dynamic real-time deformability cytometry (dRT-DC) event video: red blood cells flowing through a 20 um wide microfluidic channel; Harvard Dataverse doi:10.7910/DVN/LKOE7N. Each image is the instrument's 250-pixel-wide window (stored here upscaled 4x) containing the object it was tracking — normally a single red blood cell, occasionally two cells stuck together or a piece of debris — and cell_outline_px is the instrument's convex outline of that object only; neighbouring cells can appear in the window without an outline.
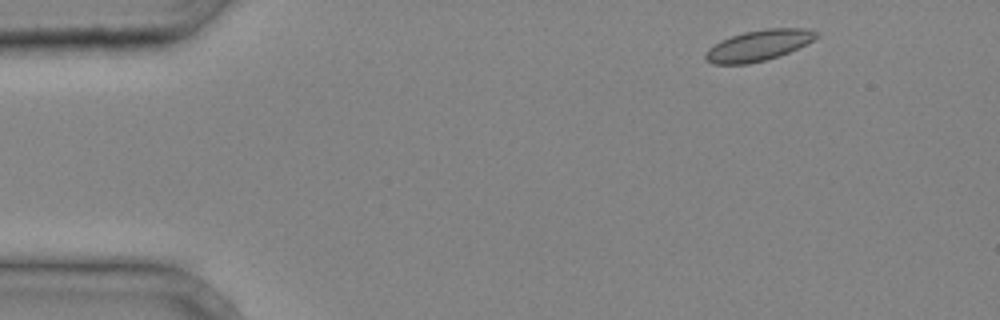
{"species": "common noctule bat (a hibernating species)", "species_latin": "Nyctalus noctula", "temperature_condition": "cold", "stored_images_in_passage": 2, "camera_frame_rate_fps": 3000, "um_per_image_px": 0.085, "animal": {"sex": "male", "body_mass_g": 20.4}, "frame": {"image": 1, "passage_image": 1, "time_ms": 0.0, "image_size_px": [1000, 320], "cell_outline_px": [[820, 36], [788, 52], [764, 60], [748, 64], [712, 64], [704, 56], [704, 52], [708, 48], [720, 40], [744, 32], [764, 28], [804, 28], [816, 32]], "centroid_in_image_um": [64.42, 3.85], "position_along_channel_um": 20.6, "area_um2": 19.65}}